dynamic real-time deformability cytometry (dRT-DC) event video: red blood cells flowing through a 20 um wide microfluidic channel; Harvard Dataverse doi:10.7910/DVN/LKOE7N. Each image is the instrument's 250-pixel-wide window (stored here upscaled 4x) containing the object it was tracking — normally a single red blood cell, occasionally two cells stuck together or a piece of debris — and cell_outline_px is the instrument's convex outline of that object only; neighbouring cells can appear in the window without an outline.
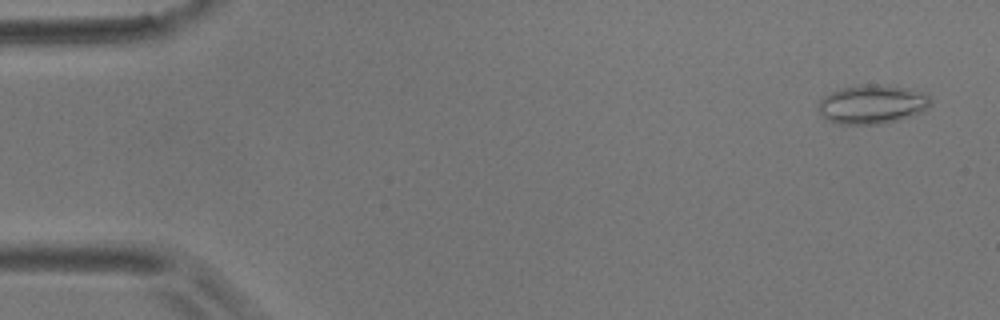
{"species": "common noctule bat (a hibernating species)", "species_latin": "Nyctalus noctula", "temperature_condition": "room temperature", "stored_images_in_passage": 56, "camera_frame_rate_fps": 3000, "um_per_image_px": 0.085, "animal": {"sex": "male", "body_mass_g": 17.9}, "frame": {"image": 1, "passage_image": 3, "time_ms": 0.667, "image_size_px": [1000, 320], "cell_outline_px": [[932, 104], [928, 108], [912, 116], [900, 120], [880, 124], [836, 124], [820, 116], [816, 112], [816, 104], [824, 96], [832, 92], [856, 84], [872, 84], [904, 88], [924, 92], [932, 100]], "centroid_in_image_um": [74.09, 8.88], "position_along_channel_um": 10.9, "area_um2": 25.84}}
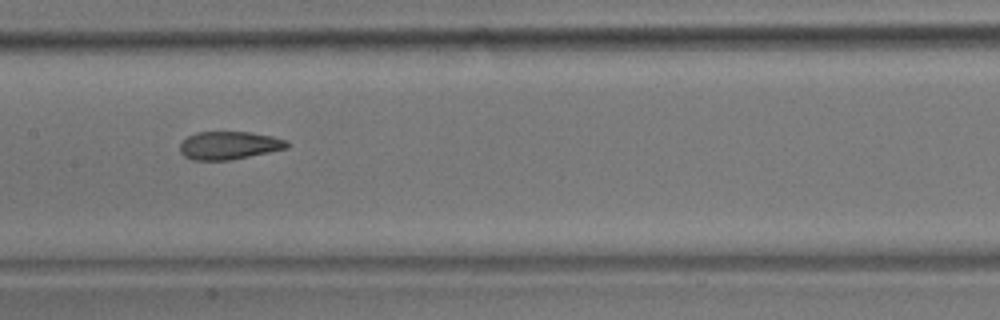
{"frame": {"image": 2, "passage_image": 28, "time_ms": 9.0, "image_size_px": [1000, 320], "cell_outline_px": [[288, 148], [232, 160], [192, 160], [184, 156], [180, 152], [180, 144], [188, 136], [196, 132], [252, 132], [272, 136], [288, 140]], "centroid_in_image_um": [19.48, 12.36], "position_along_channel_um": 187.9, "area_um2": 17.57}}
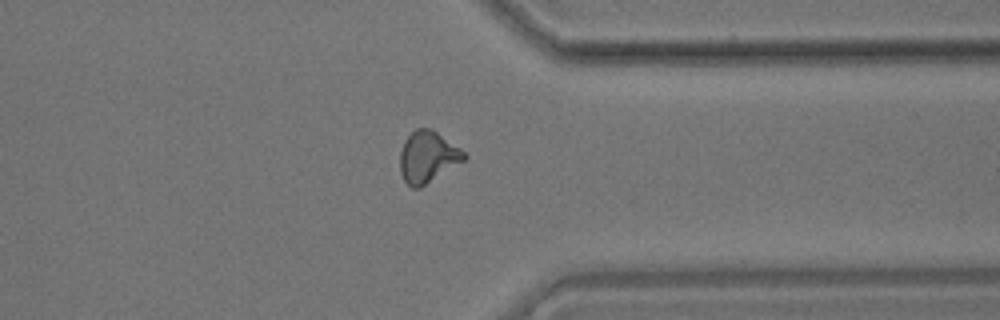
{"frame": {"image": 3, "passage_image": 44, "time_ms": 14.333, "image_size_px": [1000, 320], "cell_outline_px": [[468, 156], [464, 160], [420, 188], [412, 188], [404, 180], [400, 172], [400, 152], [404, 140], [416, 128], [432, 128], [460, 148]], "centroid_in_image_um": [36.34, 13.33], "position_along_channel_um": 375.1, "area_um2": 19.13}, "authors_computed_cell_mechanics": {"area_um2": 18.6405, "velocity_mm_per_s": 3.587, "shape_relaxation_time_tau1_ms": null, "shape_relaxation_time_tau2_ms": 2.4079, "deformation_change_tau1": null, "deformation_change_tau2": 0.093}}